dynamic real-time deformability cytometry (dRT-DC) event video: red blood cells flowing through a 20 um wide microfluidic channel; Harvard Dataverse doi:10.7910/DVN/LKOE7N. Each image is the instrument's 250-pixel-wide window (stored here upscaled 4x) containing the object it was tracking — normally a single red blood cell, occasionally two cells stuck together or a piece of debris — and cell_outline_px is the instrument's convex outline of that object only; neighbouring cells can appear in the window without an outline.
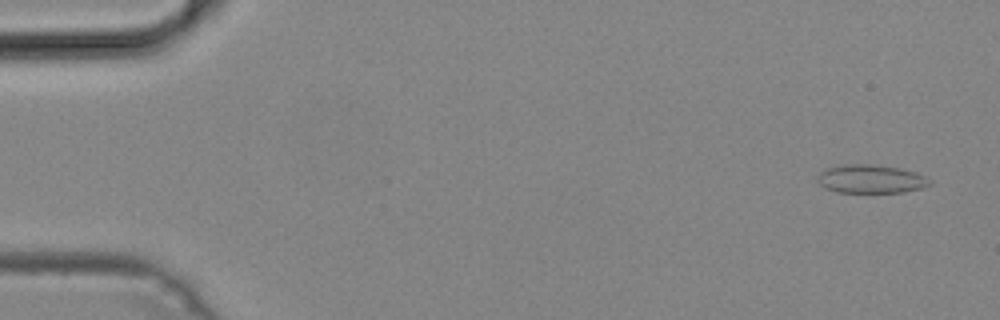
{"species": "common noctule bat (a hibernating species)", "species_latin": "Nyctalus noctula", "temperature_condition": "cold", "stored_images_in_passage": 48, "camera_frame_rate_fps": 3000, "um_per_image_px": 0.085, "animal": {"sex": "male", "body_mass_g": 19.2, "forearm_length_mm": 51.8}, "frame": {"image": 1, "passage_image": 3, "time_ms": 0.667, "image_size_px": [1000, 320], "cell_outline_px": [[932, 184], [920, 188], [904, 192], [836, 192], [824, 188], [816, 180], [820, 172], [828, 168], [840, 164], [872, 164], [900, 168], [916, 172], [932, 180]], "centroid_in_image_um": [74.01, 15.21], "position_along_channel_um": 11.0, "area_um2": 18.73}}
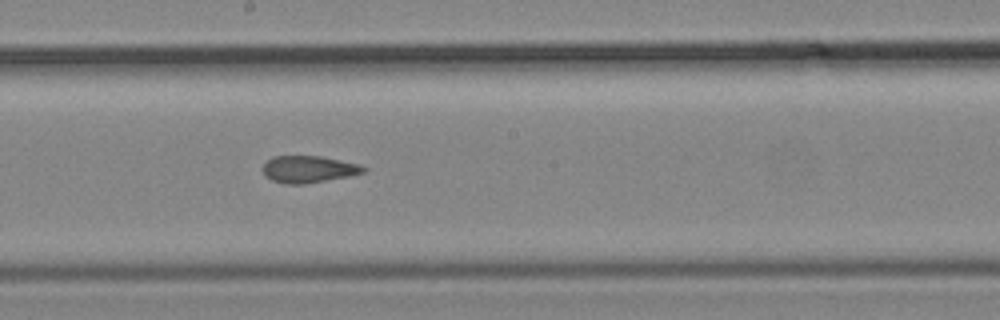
{"frame": {"image": 2, "passage_image": 28, "time_ms": 9.0, "image_size_px": [1000, 320], "cell_outline_px": [[368, 168], [364, 172], [348, 176], [304, 184], [284, 184], [272, 180], [264, 176], [264, 164], [272, 156], [320, 156], [360, 164]], "centroid_in_image_um": [26.23, 14.38], "position_along_channel_um": 222.0, "area_um2": 15.72}}
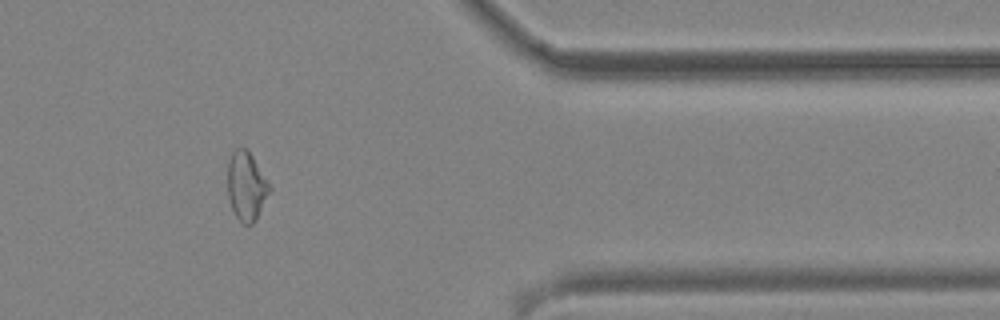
{"frame": {"image": 3, "passage_image": 42, "time_ms": 13.667, "image_size_px": [1000, 320], "cell_outline_px": [[272, 192], [256, 220], [252, 224], [244, 224], [236, 216], [232, 208], [228, 196], [228, 164], [232, 152], [236, 148], [244, 148], [252, 156], [272, 188]], "centroid_in_image_um": [20.97, 15.85], "position_along_channel_um": 390.4, "area_um2": 16.76}}